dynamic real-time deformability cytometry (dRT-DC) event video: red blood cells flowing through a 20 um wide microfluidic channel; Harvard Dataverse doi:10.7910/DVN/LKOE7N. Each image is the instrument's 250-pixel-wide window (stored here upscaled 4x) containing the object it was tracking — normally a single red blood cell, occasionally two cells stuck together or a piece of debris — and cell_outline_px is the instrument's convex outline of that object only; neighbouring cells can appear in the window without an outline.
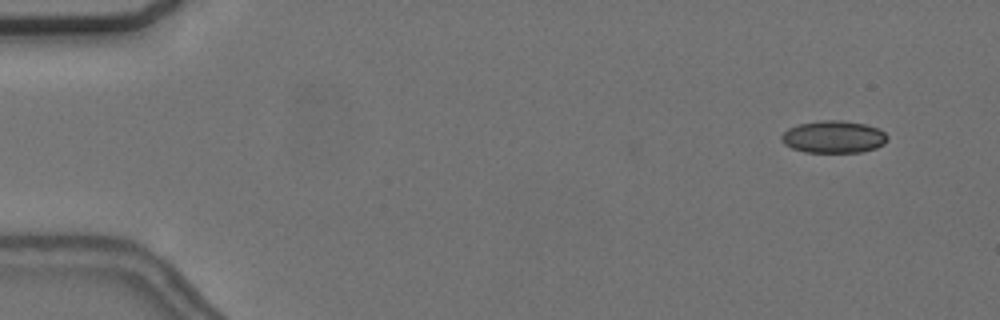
{"species": "common noctule bat (a hibernating species)", "species_latin": "Nyctalus noctula", "temperature_condition": "cold", "stored_images_in_passage": 8, "camera_frame_rate_fps": 3000, "um_per_image_px": 0.085, "animal": {"sex": "female", "body_mass_g": 24.6, "forearm_length_mm": 56.2}, "frame": {"image": 1, "passage_image": 2, "time_ms": 1.333, "image_size_px": [1000, 320], "cell_outline_px": [[888, 140], [884, 144], [876, 148], [860, 152], [804, 152], [792, 148], [784, 144], [780, 140], [780, 136], [788, 128], [800, 124], [820, 120], [844, 120], [864, 124], [876, 128], [884, 132], [888, 136]], "centroid_in_image_um": [70.84, 11.63], "position_along_channel_um": 14.2, "area_um2": 20.0}}
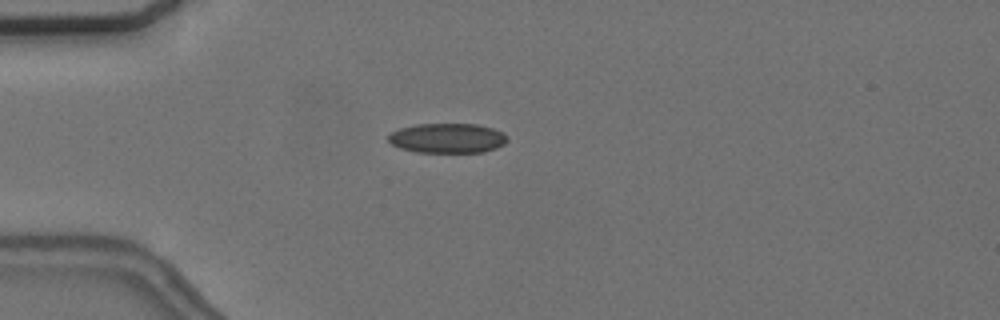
{"frame": {"image": 2, "passage_image": 5, "time_ms": 5.0, "image_size_px": [1000, 320], "cell_outline_px": [[508, 140], [504, 144], [496, 148], [484, 152], [416, 152], [400, 148], [392, 144], [388, 140], [388, 136], [392, 132], [400, 128], [416, 124], [476, 124], [492, 128], [504, 132], [508, 136]], "centroid_in_image_um": [38.06, 11.74], "position_along_channel_um": 46.9, "area_um2": 20.69}}
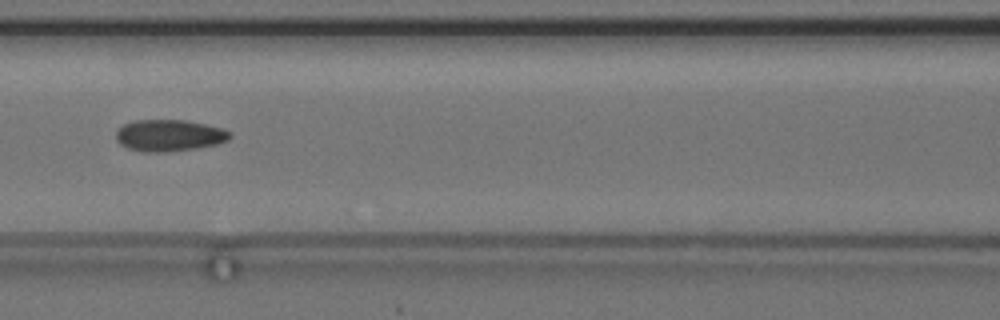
{"frame": {"image": 3, "passage_image": 8, "time_ms": 8.333, "image_size_px": [1000, 320], "cell_outline_px": [[232, 136], [228, 140], [216, 144], [196, 148], [164, 152], [144, 152], [128, 148], [120, 144], [116, 140], [116, 132], [124, 124], [136, 120], [184, 120], [204, 124], [220, 128], [232, 132]], "centroid_in_image_um": [14.38, 11.51], "position_along_channel_um": 152.2, "area_um2": 20.87}}